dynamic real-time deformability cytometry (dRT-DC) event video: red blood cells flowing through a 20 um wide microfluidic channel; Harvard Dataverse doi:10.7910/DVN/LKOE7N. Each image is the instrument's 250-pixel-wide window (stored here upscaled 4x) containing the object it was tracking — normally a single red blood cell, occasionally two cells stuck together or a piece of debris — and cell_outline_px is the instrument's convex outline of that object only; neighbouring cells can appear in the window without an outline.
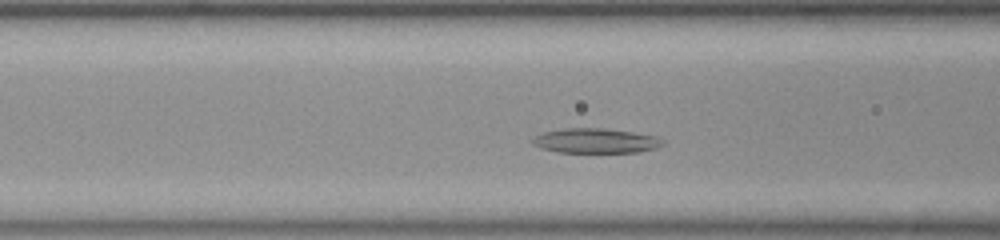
{"species": "common noctule bat (a hibernating species)", "species_latin": "Nyctalus noctula", "temperature_condition": "room temperature", "stored_images_in_passage": 33, "segment_of_instrument_passage": [1, 2], "camera_frame_rate_fps": 3000, "um_per_image_px": 0.085, "animal": {"sex": "female", "body_mass_g": 23.0, "forearm_length_mm": 53.4}, "frame": {"image": 1, "passage_image": 6, "time_ms": 1.667, "image_size_px": [1000, 240], "cell_outline_px": [[664, 144], [656, 148], [640, 152], [560, 152], [540, 148], [532, 144], [532, 140], [536, 136], [544, 132], [568, 128], [600, 128], [632, 132], [652, 136], [664, 140]], "centroid_in_image_um": [50.62, 11.97], "position_along_channel_um": 116.0, "area_um2": 18.5}}
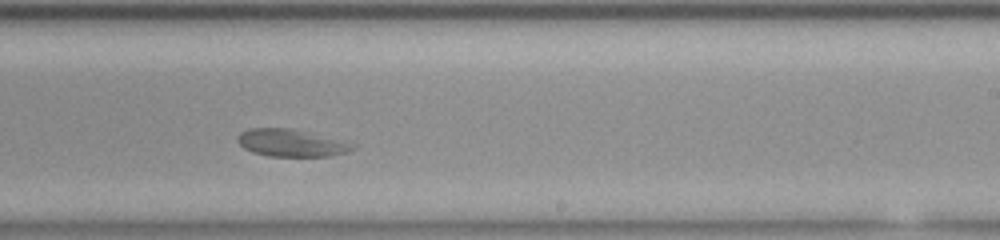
{"frame": {"image": 2, "passage_image": 18, "time_ms": 5.667, "image_size_px": [1000, 240], "cell_outline_px": [[356, 148], [344, 152], [328, 156], [268, 156], [252, 152], [244, 148], [236, 140], [240, 132], [252, 128], [284, 128], [356, 144]], "centroid_in_image_um": [24.68, 12.17], "position_along_channel_um": 264.3, "area_um2": 17.69}}
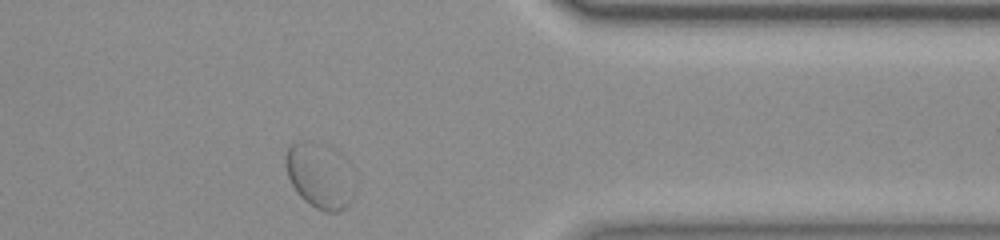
{"frame": {"image": 3, "passage_image": 29, "time_ms": 9.333, "image_size_px": [1000, 240], "cell_outline_px": [[352, 196], [348, 204], [344, 208], [336, 212], [324, 212], [316, 208], [304, 200], [300, 196], [292, 184], [288, 176], [284, 164], [284, 156], [288, 148], [292, 144], [304, 140], [308, 144]], "centroid_in_image_um": [26.74, 15.23], "position_along_channel_um": 384.7, "area_um2": 19.83}}